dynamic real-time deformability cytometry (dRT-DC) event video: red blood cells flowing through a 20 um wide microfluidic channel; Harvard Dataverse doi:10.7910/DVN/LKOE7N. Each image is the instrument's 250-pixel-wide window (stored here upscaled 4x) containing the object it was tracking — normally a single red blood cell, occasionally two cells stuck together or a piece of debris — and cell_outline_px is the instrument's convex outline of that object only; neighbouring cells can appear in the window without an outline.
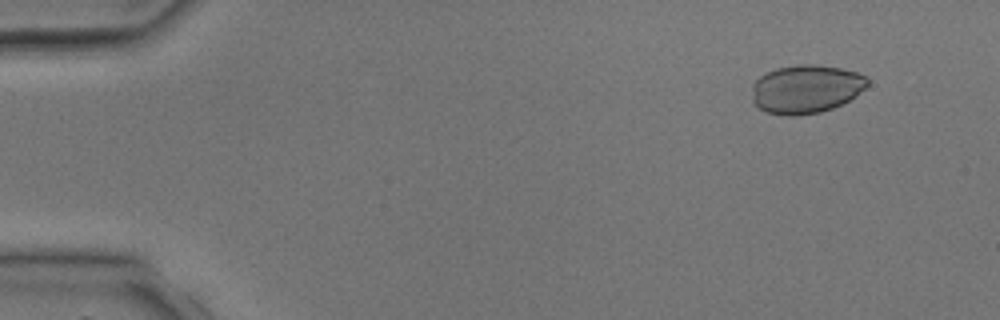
{"species": "common noctule bat (a hibernating species)", "species_latin": "Nyctalus noctula", "temperature_condition": "room temperature", "stored_images_in_passage": 4, "camera_frame_rate_fps": 3000, "um_per_image_px": 0.085, "animal": {"sex": "male", "body_mass_g": 17.9, "forearm_length_mm": 54.2}, "frame": {"image": 1, "passage_image": 2, "time_ms": 1.0, "image_size_px": [1000, 320], "cell_outline_px": [[868, 84], [856, 96], [832, 108], [820, 112], [796, 116], [784, 116], [764, 112], [752, 100], [752, 84], [764, 72], [776, 68], [800, 64], [816, 64], [840, 68], [856, 72], [864, 76], [868, 80]], "centroid_in_image_um": [68.46, 7.57], "position_along_channel_um": 16.5, "area_um2": 32.77}}